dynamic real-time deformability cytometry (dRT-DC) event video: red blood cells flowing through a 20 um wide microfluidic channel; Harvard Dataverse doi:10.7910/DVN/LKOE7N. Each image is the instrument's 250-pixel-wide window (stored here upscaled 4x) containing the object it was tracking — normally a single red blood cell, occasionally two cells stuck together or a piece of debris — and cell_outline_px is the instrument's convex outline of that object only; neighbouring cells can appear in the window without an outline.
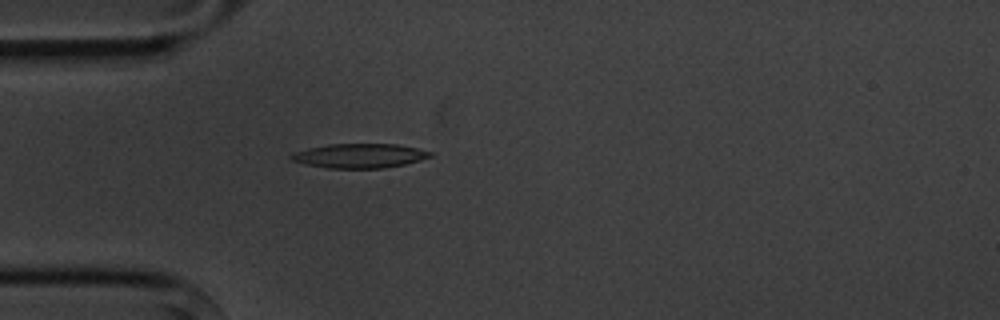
{"species": "common noctule bat (a hibernating species)", "species_latin": "Nyctalus noctula", "temperature_condition": "cold", "stored_images_in_passage": 5, "camera_frame_rate_fps": 3000, "um_per_image_px": 0.085, "animal": {"sex": "male", "body_mass_g": 20.1, "forearm_length_mm": 53.5}, "frame": {"image": 1, "passage_image": 5, "time_ms": 4.667, "image_size_px": [1000, 320], "cell_outline_px": [[432, 156], [420, 160], [404, 164], [384, 168], [328, 168], [304, 164], [292, 160], [288, 156], [292, 152], [308, 148], [328, 144], [396, 144], [416, 148], [432, 152]], "centroid_in_image_um": [30.52, 13.24], "position_along_channel_um": 54.5, "area_um2": 19.71}}